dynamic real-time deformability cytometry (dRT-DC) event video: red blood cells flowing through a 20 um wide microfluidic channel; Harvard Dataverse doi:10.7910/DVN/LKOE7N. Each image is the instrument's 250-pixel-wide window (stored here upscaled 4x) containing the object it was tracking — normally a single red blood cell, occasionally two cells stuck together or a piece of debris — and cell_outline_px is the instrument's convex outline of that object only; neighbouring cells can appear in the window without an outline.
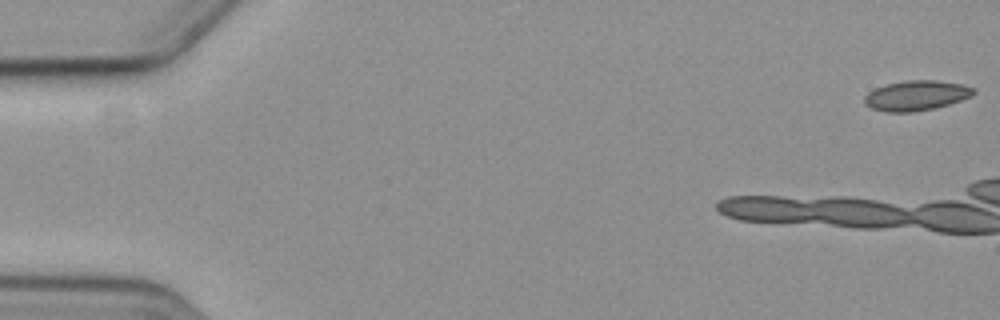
{"species": "common noctule bat (a hibernating species)", "species_latin": "Nyctalus noctula", "temperature_condition": "cold", "stored_images_in_passage": 6, "camera_frame_rate_fps": 3000, "um_per_image_px": 0.085, "animal": {"sex": "female", "body_mass_g": 19.3, "forearm_length_mm": 54.1}, "frame": {"image": 1, "passage_image": 1, "time_ms": 0.0, "image_size_px": [1000, 320], "cell_outline_px": [[976, 92], [972, 96], [948, 104], [932, 108], [912, 112], [888, 112], [872, 108], [864, 104], [864, 96], [868, 92], [884, 84], [904, 80], [936, 80], [964, 84], [976, 88]], "centroid_in_image_um": [77.89, 8.1], "position_along_channel_um": 7.1, "area_um2": 19.19}}